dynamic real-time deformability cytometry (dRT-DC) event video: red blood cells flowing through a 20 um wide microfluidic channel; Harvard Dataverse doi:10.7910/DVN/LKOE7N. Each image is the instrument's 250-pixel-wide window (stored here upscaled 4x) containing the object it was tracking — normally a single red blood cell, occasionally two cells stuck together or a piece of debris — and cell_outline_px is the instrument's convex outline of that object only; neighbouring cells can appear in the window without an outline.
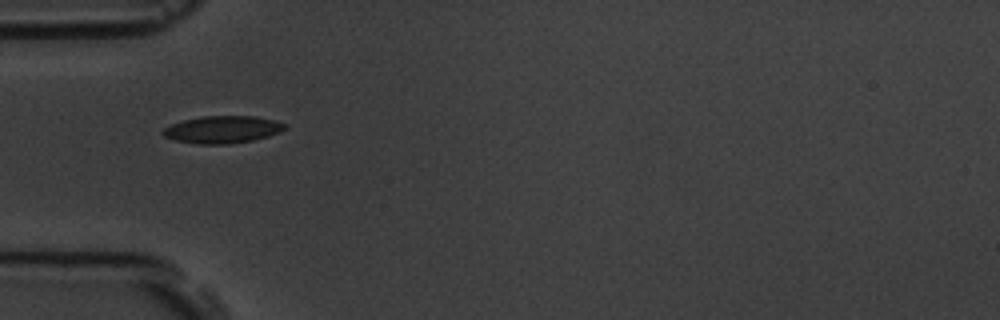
{"species": "common noctule bat (a hibernating species)", "species_latin": "Nyctalus noctula", "temperature_condition": "room temperature", "stored_images_in_passage": 12, "camera_frame_rate_fps": 3000, "um_per_image_px": 0.085, "animal": {"sex": "male", "body_mass_g": 19.5, "forearm_length_mm": 54.6}, "frame": {"image": 1, "passage_image": 1, "time_ms": 0.0, "image_size_px": [1000, 320], "cell_outline_px": [[288, 128], [280, 132], [268, 136], [252, 140], [228, 144], [196, 144], [176, 140], [164, 136], [160, 132], [164, 128], [172, 124], [184, 120], [200, 116], [252, 116], [272, 120], [288, 124]], "centroid_in_image_um": [18.92, 11.01], "position_along_channel_um": 66.1, "area_um2": 19.36}}
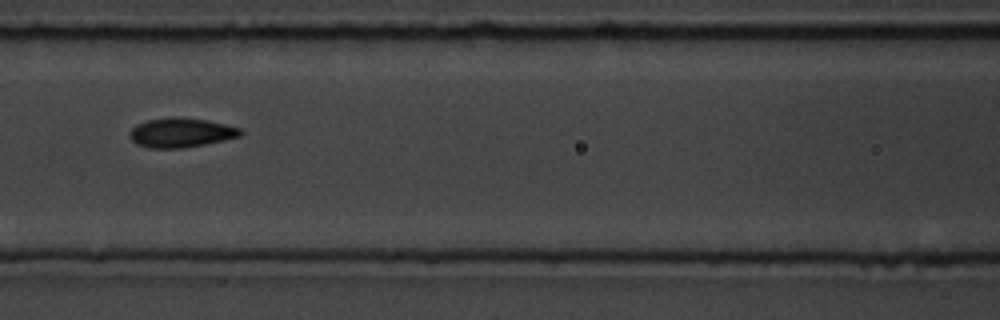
{"frame": {"image": 2, "passage_image": 3, "time_ms": 2.333, "image_size_px": [1000, 320], "cell_outline_px": [[244, 132], [240, 136], [224, 140], [184, 148], [148, 148], [136, 144], [128, 136], [128, 132], [136, 124], [148, 120], [172, 116], [176, 116], [208, 120], [240, 128]], "centroid_in_image_um": [15.35, 11.27], "position_along_channel_um": 151.2, "area_um2": 19.19}}
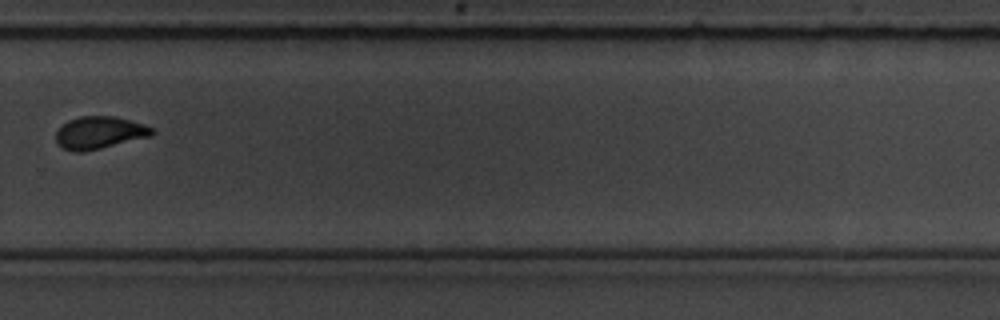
{"frame": {"image": 3, "passage_image": 7, "time_ms": 7.0, "image_size_px": [1000, 320], "cell_outline_px": [[156, 132], [152, 136], [84, 152], [76, 152], [64, 148], [56, 144], [56, 132], [68, 120], [80, 116], [116, 116], [144, 124], [156, 128]], "centroid_in_image_um": [8.5, 11.27], "position_along_channel_um": 321.3, "area_um2": 18.32}, "authors_computed_cell_mechanics": {"area_um2": 18.1492, "velocity_mm_per_s": 3.6553, "shape_relaxation_time_tau1_ms": 3.7518, "shape_relaxation_time_tau2_ms": null, "deformation_change_tau1": 0.1006, "deformation_change_tau2": null}}